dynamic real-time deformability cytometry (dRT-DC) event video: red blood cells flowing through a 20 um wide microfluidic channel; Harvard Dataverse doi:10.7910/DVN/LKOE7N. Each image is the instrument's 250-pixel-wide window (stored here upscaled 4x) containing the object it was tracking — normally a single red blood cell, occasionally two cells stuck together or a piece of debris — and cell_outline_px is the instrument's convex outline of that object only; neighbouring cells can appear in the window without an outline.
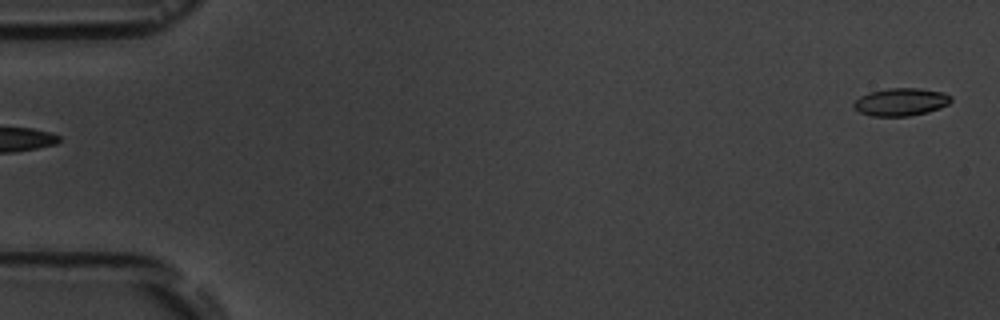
{"species": "common noctule bat (a hibernating species)", "species_latin": "Nyctalus noctula", "temperature_condition": "room temperature", "stored_images_in_passage": 6, "segment_of_instrument_passage": [2, 2], "camera_frame_rate_fps": 3000, "um_per_image_px": 0.085, "animal": {"sex": "male", "body_mass_g": 19.5, "forearm_length_mm": 54.6}, "frame": {"image": 1, "passage_image": 6, "time_ms": 6.0, "image_size_px": [1000, 320], "cell_outline_px": [[952, 100], [948, 104], [940, 108], [928, 112], [908, 116], [872, 116], [860, 112], [852, 108], [852, 104], [860, 96], [868, 92], [888, 88], [920, 88], [944, 92], [952, 96]], "centroid_in_image_um": [76.57, 8.66], "position_along_channel_um": 8.4, "area_um2": 15.9}}